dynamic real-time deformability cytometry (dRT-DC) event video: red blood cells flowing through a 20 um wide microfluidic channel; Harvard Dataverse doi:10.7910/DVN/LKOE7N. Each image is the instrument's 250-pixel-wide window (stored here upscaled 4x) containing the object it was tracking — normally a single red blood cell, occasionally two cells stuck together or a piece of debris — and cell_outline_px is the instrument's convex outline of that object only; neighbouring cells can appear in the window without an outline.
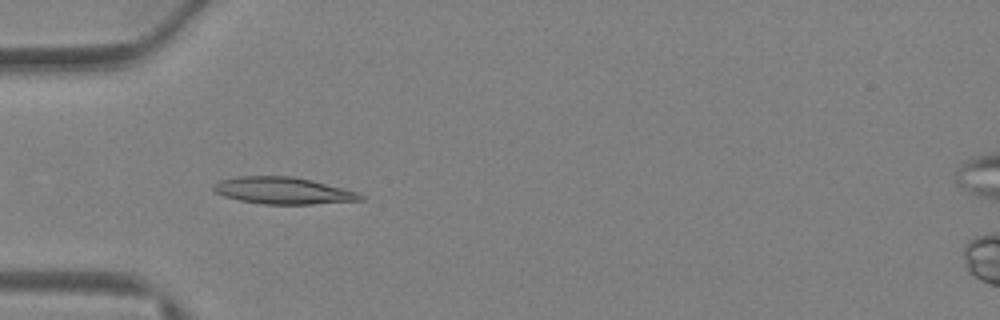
{"species": "Egyptian fruit bat (a non-hibernating species)", "species_latin": "Rousettus aegyptiacus", "temperature_condition": "warm", "stored_images_in_passage": 40, "camera_frame_rate_fps": 3000, "um_per_image_px": 0.085, "animal": {"sex": "female"}, "frame": {"image": 1, "passage_image": 13, "time_ms": 4.0, "image_size_px": [1000, 320], "cell_outline_px": [[364, 200], [312, 204], [264, 204], [240, 200], [224, 196], [216, 192], [212, 188], [212, 184], [220, 180], [236, 176], [292, 176], [312, 180], [344, 188], [356, 192], [364, 196]], "centroid_in_image_um": [24.05, 16.2], "position_along_channel_um": 60.9, "area_um2": 23.0}}
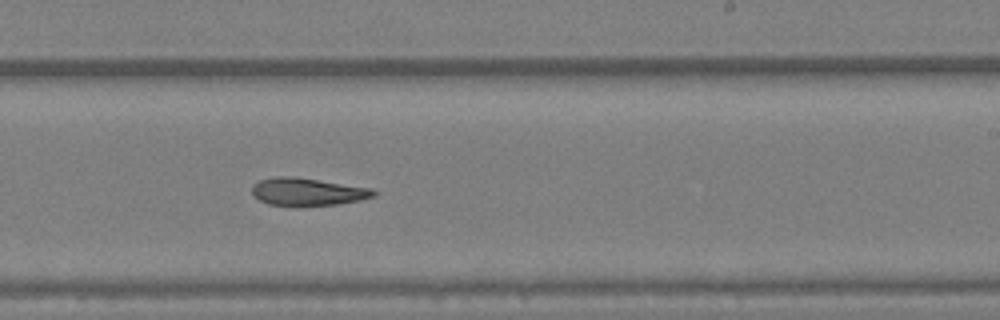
{"frame": {"image": 2, "passage_image": 25, "time_ms": 8.0, "image_size_px": [1000, 320], "cell_outline_px": [[376, 196], [360, 200], [336, 204], [296, 208], [292, 208], [268, 204], [252, 196], [252, 184], [260, 180], [276, 176], [292, 176], [372, 188], [376, 192]], "centroid_in_image_um": [26.09, 16.33], "position_along_channel_um": 262.9, "area_um2": 20.17}}
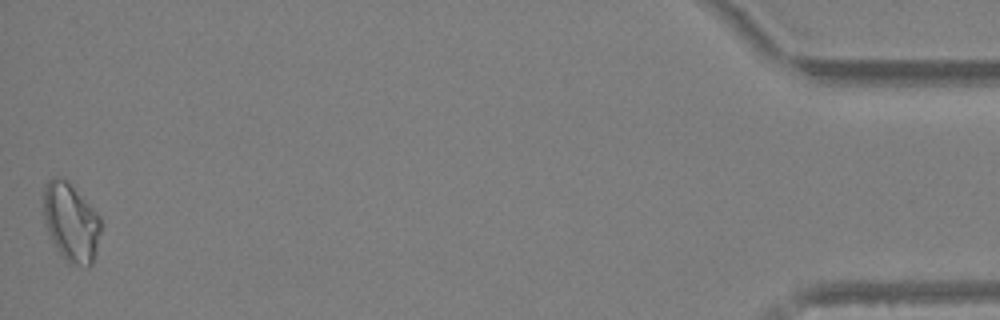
{"frame": {"image": 3, "passage_image": 40, "time_ms": 13.0, "image_size_px": [1000, 320], "cell_outline_px": [[100, 232], [96, 252], [92, 264], [88, 268], [68, 264], [52, 240], [48, 232], [44, 220], [44, 184], [52, 176], [56, 176], [68, 180], [100, 216]], "centroid_in_image_um": [6.04, 18.89], "position_along_channel_um": 429.2, "area_um2": 26.36}}